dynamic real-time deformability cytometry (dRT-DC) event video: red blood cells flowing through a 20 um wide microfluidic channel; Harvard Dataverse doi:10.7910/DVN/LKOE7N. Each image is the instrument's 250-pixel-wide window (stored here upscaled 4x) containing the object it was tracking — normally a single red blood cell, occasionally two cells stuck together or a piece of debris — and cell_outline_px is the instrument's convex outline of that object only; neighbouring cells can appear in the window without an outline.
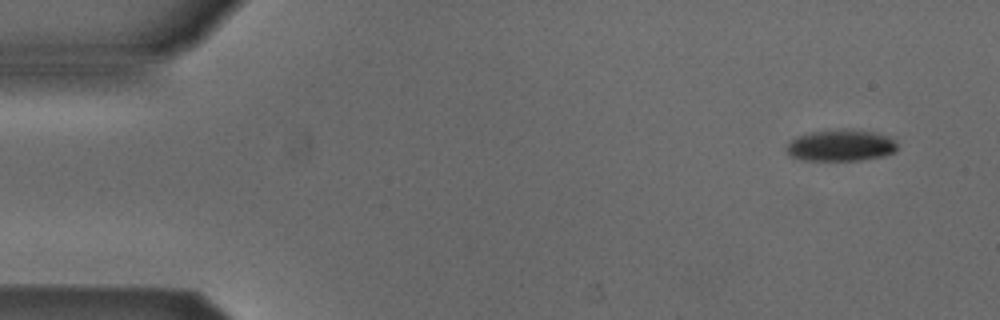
{"species": "Egyptian fruit bat (a non-hibernating species)", "species_latin": "Rousettus aegyptiacus", "temperature_condition": "cold", "stored_images_in_passage": 48, "camera_frame_rate_fps": 3000, "um_per_image_px": 0.085, "animal": {"sex": "male"}, "frame": {"image": 1, "passage_image": 1, "time_ms": 0.0, "image_size_px": [1000, 320], "cell_outline_px": [[896, 152], [884, 156], [860, 160], [804, 160], [792, 156], [788, 152], [788, 144], [796, 136], [812, 132], [836, 128], [848, 128], [876, 132], [888, 136], [896, 144]], "centroid_in_image_um": [71.5, 12.34], "position_along_channel_um": 13.5, "area_um2": 20.4}}
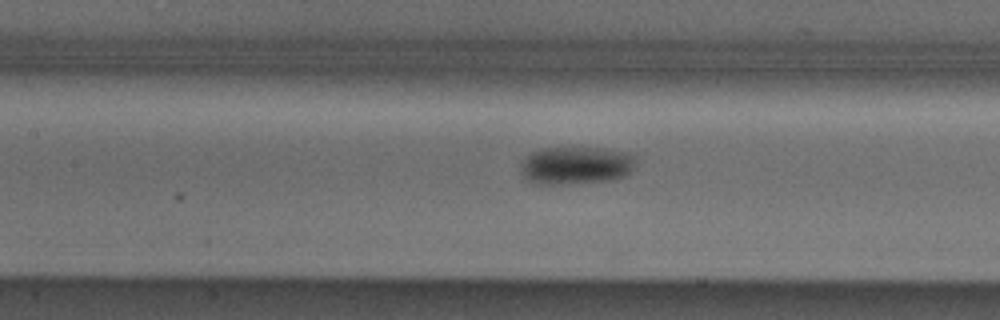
{"frame": {"image": 2, "passage_image": 21, "time_ms": 6.667, "image_size_px": [1000, 320], "cell_outline_px": [[636, 156], [632, 168], [628, 172], [620, 176], [608, 180], [564, 184], [540, 184], [528, 180], [520, 172], [520, 164], [532, 152], [540, 148], [604, 148], [632, 152]], "centroid_in_image_um": [48.94, 14.04], "position_along_channel_um": 158.5, "area_um2": 25.2}}
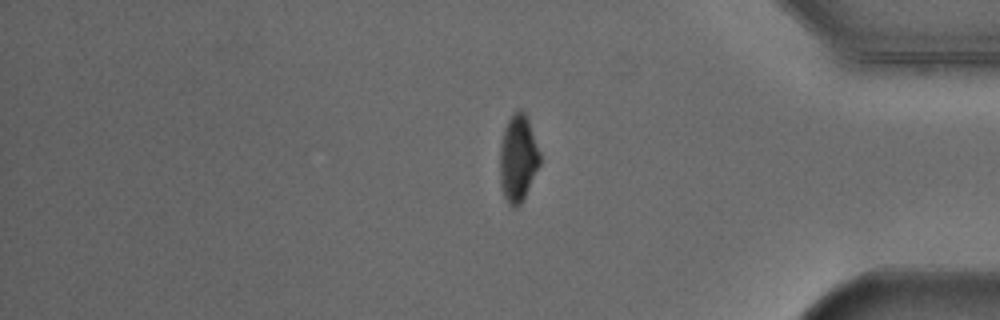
{"frame": {"image": 3, "passage_image": 41, "time_ms": 13.333, "image_size_px": [1000, 320], "cell_outline_px": [[540, 164], [520, 204], [516, 208], [512, 208], [508, 204], [500, 188], [500, 144], [504, 128], [508, 120], [516, 112], [524, 112], [528, 120], [540, 152]], "centroid_in_image_um": [44.01, 13.5], "position_along_channel_um": 391.2, "area_um2": 20.0}}